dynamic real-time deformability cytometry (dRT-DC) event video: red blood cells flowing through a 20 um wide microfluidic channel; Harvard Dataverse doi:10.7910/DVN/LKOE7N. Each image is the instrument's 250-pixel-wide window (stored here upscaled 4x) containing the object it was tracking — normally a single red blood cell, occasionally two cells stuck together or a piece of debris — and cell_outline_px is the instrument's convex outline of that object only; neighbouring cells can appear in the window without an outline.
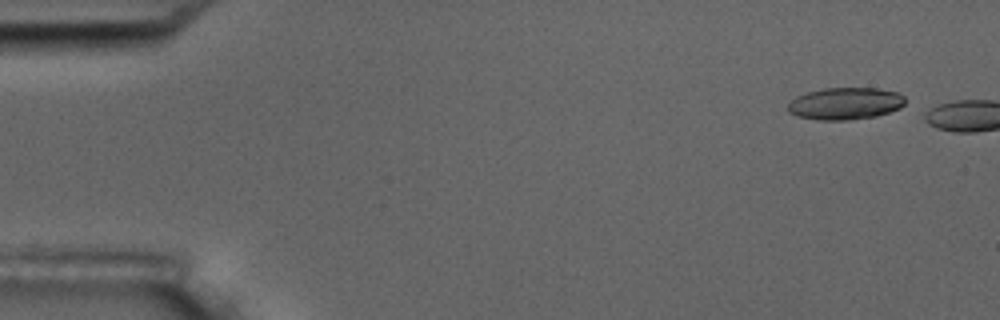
{"species": "common noctule bat (a hibernating species)", "species_latin": "Nyctalus noctula", "temperature_condition": "room temperature", "stored_images_in_passage": 2, "camera_frame_rate_fps": 3000, "um_per_image_px": 0.085, "animal": {"sex": "male", "body_mass_g": 17.5, "forearm_length_mm": 52.3}, "frame": {"image": 1, "passage_image": 1, "time_ms": 0.0, "image_size_px": [1000, 320], "cell_outline_px": [[904, 104], [900, 108], [876, 116], [844, 120], [816, 120], [796, 116], [788, 112], [788, 104], [796, 96], [808, 92], [824, 88], [876, 88], [896, 92], [904, 96]], "centroid_in_image_um": [71.82, 8.8], "position_along_channel_um": 13.2, "area_um2": 21.85}}